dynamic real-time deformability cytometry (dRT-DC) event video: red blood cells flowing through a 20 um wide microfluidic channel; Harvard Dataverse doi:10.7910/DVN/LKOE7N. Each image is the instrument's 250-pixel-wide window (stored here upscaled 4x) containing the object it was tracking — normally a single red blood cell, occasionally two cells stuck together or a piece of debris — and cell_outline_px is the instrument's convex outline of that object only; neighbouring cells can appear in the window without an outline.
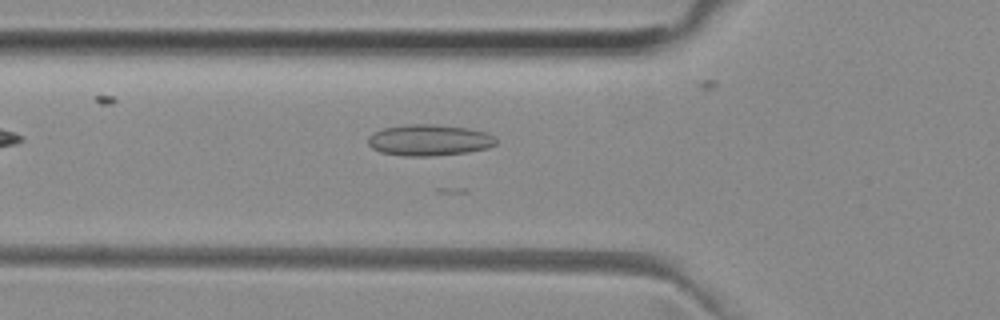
{"species": "common noctule bat (a hibernating species)", "species_latin": "Nyctalus noctula", "temperature_condition": "room temperature", "stored_images_in_passage": 18, "camera_frame_rate_fps": 3000, "um_per_image_px": 0.085, "animal": {"sex": "female", "body_mass_g": 29.2, "forearm_length_mm": 56.3}, "frame": {"image": 1, "passage_image": 4, "time_ms": 1.0, "image_size_px": [1000, 320], "cell_outline_px": [[496, 144], [488, 148], [468, 152], [428, 156], [404, 156], [380, 152], [372, 148], [368, 144], [368, 136], [372, 132], [384, 128], [404, 124], [432, 124], [468, 128], [488, 132], [496, 136]], "centroid_in_image_um": [36.48, 11.9], "position_along_channel_um": 89.3, "area_um2": 23.52}}
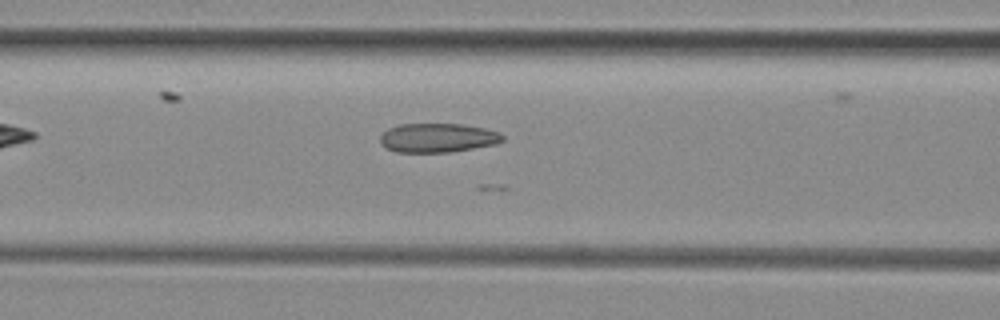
{"frame": {"image": 2, "passage_image": 7, "time_ms": 2.0, "image_size_px": [1000, 320], "cell_outline_px": [[504, 140], [496, 144], [452, 152], [396, 152], [388, 148], [380, 140], [380, 136], [388, 128], [400, 124], [460, 124], [484, 128], [500, 132], [504, 136]], "centroid_in_image_um": [37.24, 11.71], "position_along_channel_um": 129.4, "area_um2": 20.69}}
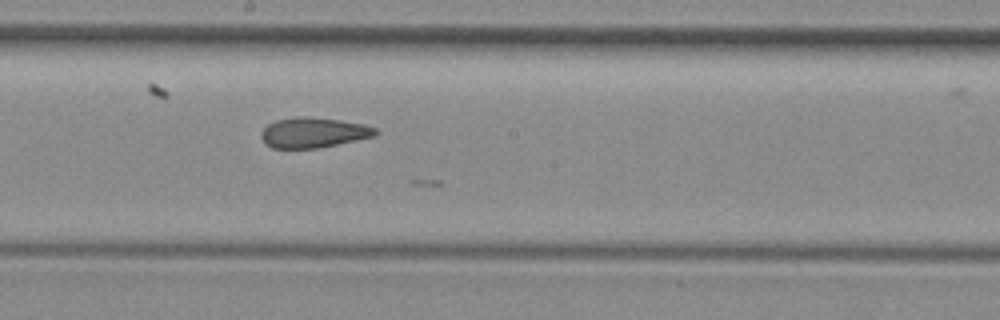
{"frame": {"image": 3, "passage_image": 14, "time_ms": 4.333, "image_size_px": [1000, 320], "cell_outline_px": [[376, 136], [316, 148], [272, 148], [260, 136], [264, 128], [268, 124], [276, 120], [296, 116], [308, 116], [340, 120], [364, 124], [376, 128]], "centroid_in_image_um": [26.64, 11.25], "position_along_channel_um": 221.6, "area_um2": 19.94}}